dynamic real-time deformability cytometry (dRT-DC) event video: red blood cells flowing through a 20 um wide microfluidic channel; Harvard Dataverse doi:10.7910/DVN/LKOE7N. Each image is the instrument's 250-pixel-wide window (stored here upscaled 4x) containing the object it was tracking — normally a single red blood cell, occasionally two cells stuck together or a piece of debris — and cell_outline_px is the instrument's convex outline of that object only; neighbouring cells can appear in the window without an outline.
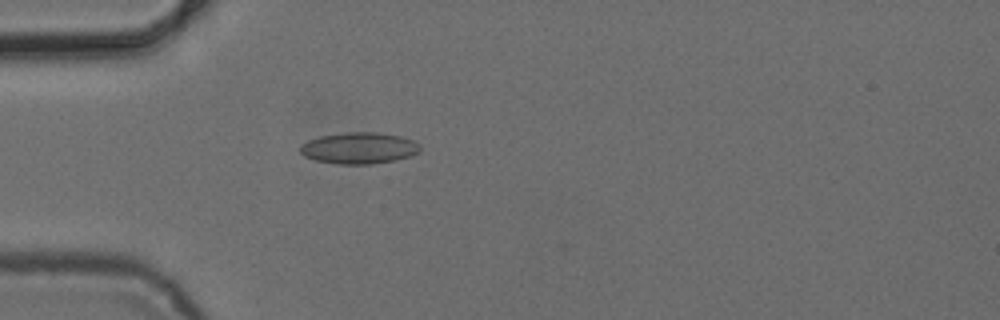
{"species": "common noctule bat (a hibernating species)", "species_latin": "Nyctalus noctula", "temperature_condition": "cold", "stored_images_in_passage": 5, "camera_frame_rate_fps": 3000, "um_per_image_px": 0.085, "animal": {"sex": "female", "body_mass_g": 24.6, "forearm_length_mm": 56.2}, "frame": {"image": 1, "passage_image": 5, "time_ms": 5.0, "image_size_px": [1000, 320], "cell_outline_px": [[420, 152], [412, 156], [396, 160], [372, 164], [336, 164], [316, 160], [304, 156], [300, 152], [300, 144], [308, 140], [320, 136], [344, 132], [380, 132], [400, 136], [412, 140], [420, 144]], "centroid_in_image_um": [30.53, 12.58], "position_along_channel_um": 54.5, "area_um2": 22.2}}